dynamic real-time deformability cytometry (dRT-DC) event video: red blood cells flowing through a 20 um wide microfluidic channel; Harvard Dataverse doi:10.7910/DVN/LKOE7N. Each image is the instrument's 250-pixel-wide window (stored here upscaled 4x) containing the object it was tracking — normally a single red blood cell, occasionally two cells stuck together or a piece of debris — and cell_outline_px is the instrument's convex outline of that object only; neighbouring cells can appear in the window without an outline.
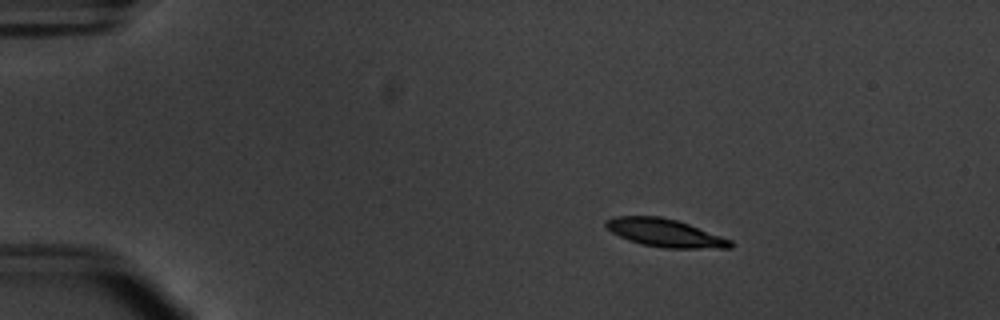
{"species": "common noctule bat (a hibernating species)", "species_latin": "Nyctalus noctula", "temperature_condition": "warm", "stored_images_in_passage": 47, "camera_frame_rate_fps": 3000, "um_per_image_px": 0.085, "animal": {"sex": "male", "body_mass_g": 20.1, "forearm_length_mm": 53.5}, "frame": {"image": 1, "passage_image": 2, "time_ms": 0.333, "image_size_px": [1000, 320], "cell_outline_px": [[736, 244], [732, 248], [664, 248], [640, 244], [628, 240], [612, 232], [604, 224], [604, 220], [616, 216], [660, 216], [676, 220], [688, 224], [732, 240]], "centroid_in_image_um": [56.53, 19.8], "position_along_channel_um": 28.5, "area_um2": 20.29}}
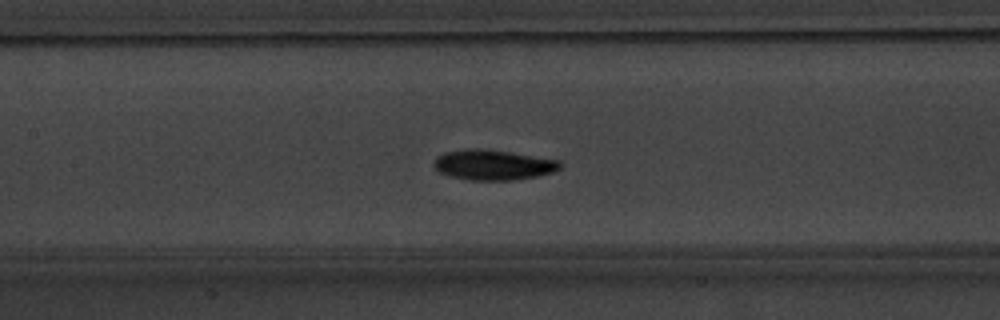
{"frame": {"image": 2, "passage_image": 19, "time_ms": 6.0, "image_size_px": [1000, 320], "cell_outline_px": [[564, 164], [560, 168], [552, 172], [536, 176], [512, 180], [468, 180], [452, 176], [440, 172], [432, 164], [436, 156], [444, 152], [472, 148], [480, 148], [512, 152], [560, 160]], "centroid_in_image_um": [41.93, 14.0], "position_along_channel_um": 165.5, "area_um2": 22.31}}
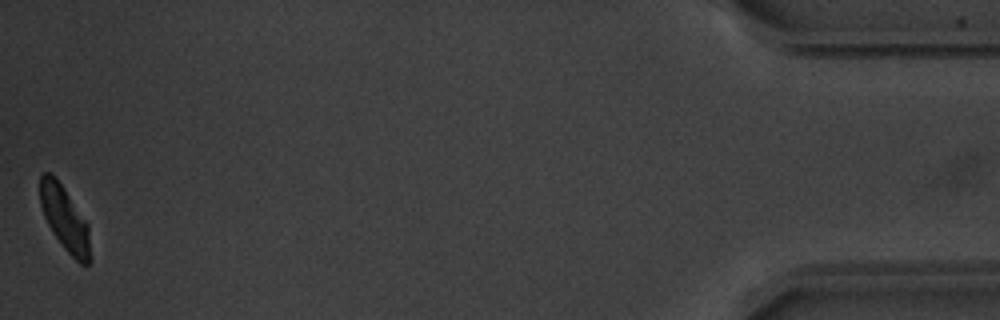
{"frame": {"image": 3, "passage_image": 47, "time_ms": 15.333, "image_size_px": [1000, 320], "cell_outline_px": [[92, 260], [88, 264], [80, 264], [64, 248], [52, 232], [44, 216], [40, 204], [40, 176], [44, 172], [48, 172], [64, 188], [88, 224]], "centroid_in_image_um": [5.52, 18.64], "position_along_channel_um": 429.7, "area_um2": 18.73}, "authors_computed_cell_mechanics": {"area_um2": 20.9814, "velocity_mm_per_s": 3.738, "shape_relaxation_time_tau1_ms": 1.9702, "shape_relaxation_time_tau2_ms": null, "deformation_change_tau1": 0.1357, "deformation_change_tau2": null}}